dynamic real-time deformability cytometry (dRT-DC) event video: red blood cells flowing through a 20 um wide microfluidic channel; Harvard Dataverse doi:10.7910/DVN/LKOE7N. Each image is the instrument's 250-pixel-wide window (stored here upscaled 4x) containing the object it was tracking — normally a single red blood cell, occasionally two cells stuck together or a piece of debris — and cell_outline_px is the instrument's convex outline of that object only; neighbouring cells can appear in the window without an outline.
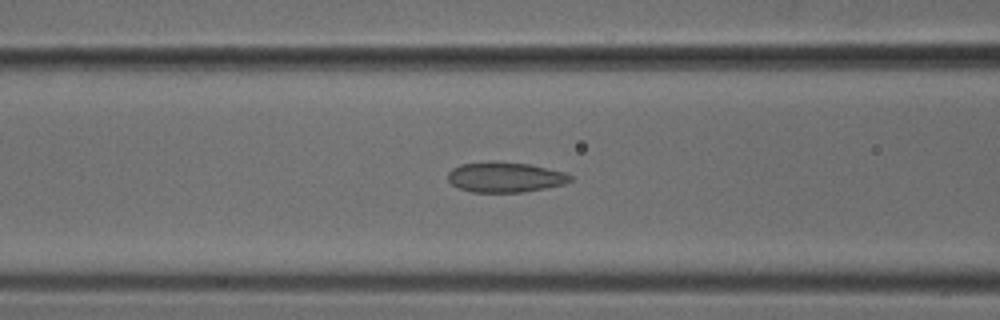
{"species": "common noctule bat (a hibernating species)", "species_latin": "Nyctalus noctula", "temperature_condition": "cold", "stored_images_in_passage": 50, "camera_frame_rate_fps": 3000, "um_per_image_px": 0.085, "animal": {"sex": "male", "body_mass_g": 18.8}, "frame": {"image": 1, "passage_image": 20, "time_ms": 6.333, "image_size_px": [1000, 320], "cell_outline_px": [[572, 180], [564, 184], [524, 192], [472, 192], [460, 188], [452, 184], [448, 180], [448, 172], [452, 168], [460, 164], [528, 164], [564, 172], [572, 176]], "centroid_in_image_um": [42.95, 15.1], "position_along_channel_um": 123.6, "area_um2": 20.63}}
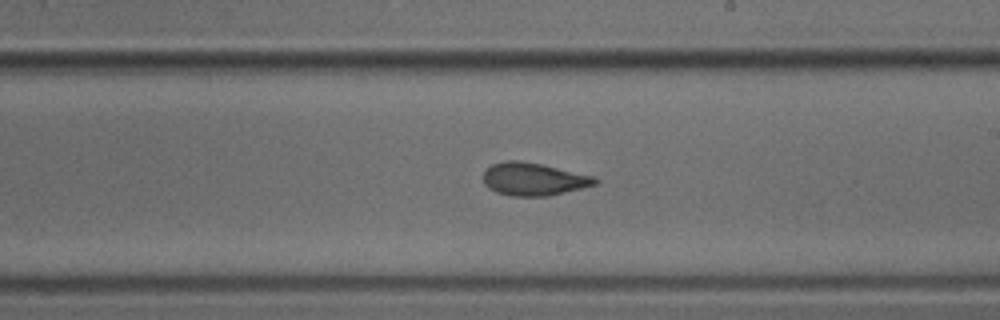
{"frame": {"image": 2, "passage_image": 29, "time_ms": 9.333, "image_size_px": [1000, 320], "cell_outline_px": [[600, 180], [596, 184], [548, 196], [512, 196], [496, 192], [488, 188], [484, 184], [484, 172], [492, 164], [504, 160], [520, 160], [540, 164], [596, 176]], "centroid_in_image_um": [45.35, 15.22], "position_along_channel_um": 243.6, "area_um2": 21.33}}
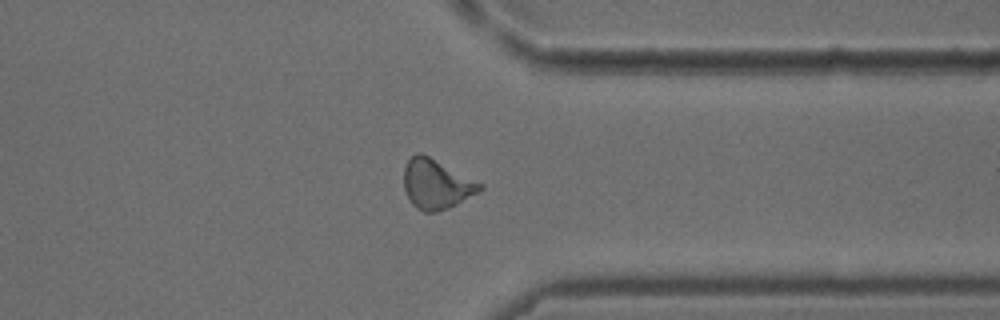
{"frame": {"image": 3, "passage_image": 39, "time_ms": 12.667, "image_size_px": [1000, 320], "cell_outline_px": [[484, 188], [456, 204], [448, 208], [436, 212], [424, 212], [416, 208], [412, 204], [404, 188], [404, 168], [408, 160], [416, 152], [420, 152], [484, 184]], "centroid_in_image_um": [37.08, 15.65], "position_along_channel_um": 374.3, "area_um2": 21.73}}